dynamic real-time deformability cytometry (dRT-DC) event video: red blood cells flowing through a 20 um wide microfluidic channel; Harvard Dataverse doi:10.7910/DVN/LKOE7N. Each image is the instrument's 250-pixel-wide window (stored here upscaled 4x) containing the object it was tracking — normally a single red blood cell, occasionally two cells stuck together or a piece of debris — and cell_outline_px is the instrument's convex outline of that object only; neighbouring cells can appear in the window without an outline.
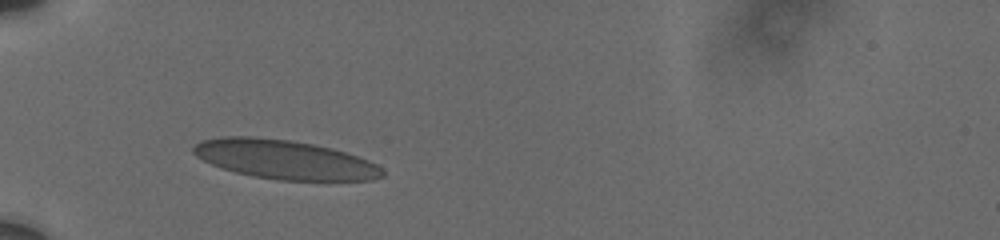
{"species": "human", "species_latin": "Homo sapiens", "temperature_condition": "cold", "stored_images_in_passage": 20, "camera_frame_rate_fps": 3000, "um_per_image_px": 0.085, "donor": {"sex": "male"}, "frame": {"image": 1, "passage_image": 1, "time_ms": 0.0, "image_size_px": [1000, 240], "cell_outline_px": [[384, 176], [372, 180], [276, 180], [252, 176], [220, 168], [196, 156], [192, 152], [192, 148], [200, 140], [224, 136], [252, 136], [288, 140], [312, 144], [332, 148], [368, 160], [376, 164], [384, 172]], "centroid_in_image_um": [24.15, 13.56], "position_along_channel_um": 60.8, "area_um2": 42.95}}
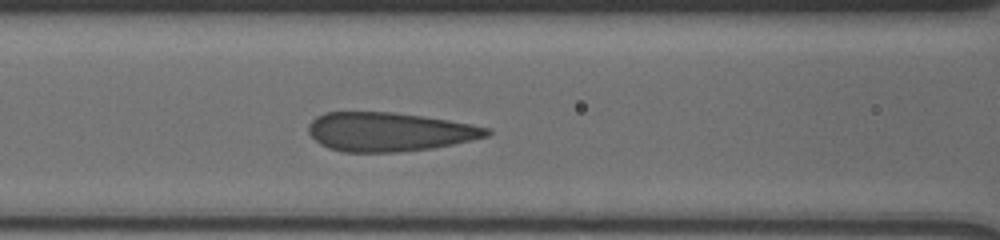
{"frame": {"image": 2, "passage_image": 11, "time_ms": 2.333, "image_size_px": [1000, 240], "cell_outline_px": [[492, 132], [488, 136], [472, 140], [432, 148], [400, 152], [344, 152], [328, 148], [320, 144], [308, 132], [308, 124], [316, 116], [324, 112], [396, 112], [448, 120], [488, 128]], "centroid_in_image_um": [33.05, 11.2], "position_along_channel_um": 133.6, "area_um2": 40.4}}
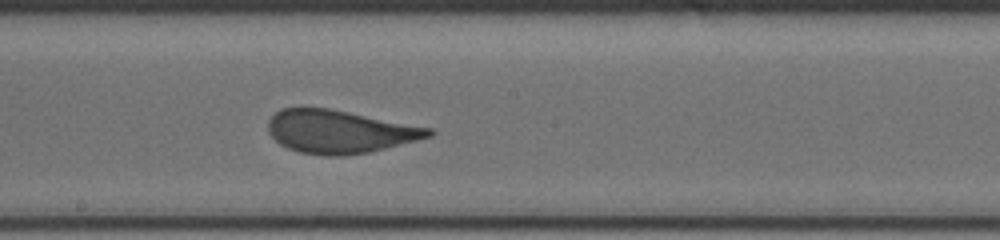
{"frame": {"image": 3, "passage_image": 20, "time_ms": 4.667, "image_size_px": [1000, 240], "cell_outline_px": [[436, 132], [432, 136], [368, 152], [344, 156], [328, 156], [300, 152], [288, 148], [280, 144], [268, 132], [268, 120], [280, 108], [328, 108], [432, 128]], "centroid_in_image_um": [28.85, 11.19], "position_along_channel_um": 219.3, "area_um2": 40.0}}